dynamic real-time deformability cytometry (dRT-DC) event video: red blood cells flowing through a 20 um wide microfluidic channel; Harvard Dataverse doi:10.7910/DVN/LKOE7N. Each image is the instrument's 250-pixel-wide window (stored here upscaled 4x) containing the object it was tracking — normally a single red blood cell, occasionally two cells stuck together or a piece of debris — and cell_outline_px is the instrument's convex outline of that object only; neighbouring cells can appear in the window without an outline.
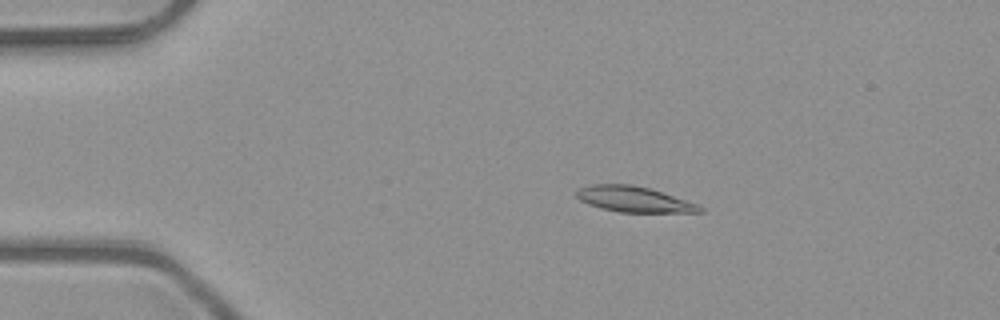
{"species": "common noctule bat (a hibernating species)", "species_latin": "Nyctalus noctula", "temperature_condition": "room temperature", "stored_images_in_passage": 8, "camera_frame_rate_fps": 3000, "um_per_image_px": 0.085, "animal": {"sex": "male", "body_mass_g": 23.1, "forearm_length_mm": 52.7}, "frame": {"image": 1, "passage_image": 7, "time_ms": 2.0, "image_size_px": [1000, 320], "cell_outline_px": [[704, 212], [620, 212], [600, 208], [588, 204], [580, 200], [576, 196], [576, 192], [580, 188], [592, 184], [628, 184], [648, 188], [696, 204], [704, 208]], "centroid_in_image_um": [53.83, 16.94], "position_along_channel_um": 31.2, "area_um2": 18.03}}